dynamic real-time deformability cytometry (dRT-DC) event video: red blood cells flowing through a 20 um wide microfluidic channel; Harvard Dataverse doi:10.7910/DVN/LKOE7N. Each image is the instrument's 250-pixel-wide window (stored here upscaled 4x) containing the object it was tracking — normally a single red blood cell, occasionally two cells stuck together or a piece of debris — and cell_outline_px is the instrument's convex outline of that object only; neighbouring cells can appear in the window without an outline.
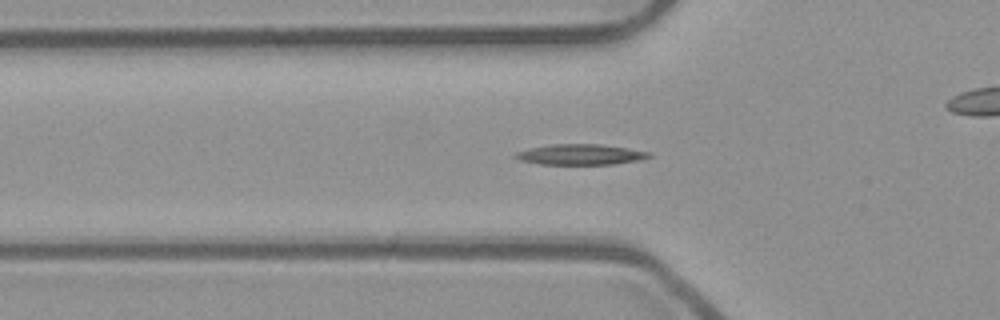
{"species": "common noctule bat (a hibernating species)", "species_latin": "Nyctalus noctula", "temperature_condition": "room temperature", "stored_images_in_passage": 50, "camera_frame_rate_fps": 3000, "um_per_image_px": 0.085, "animal": {"sex": "male", "body_mass_g": 23.1, "forearm_length_mm": 52.7}, "frame": {"image": 1, "passage_image": 18, "time_ms": 5.667, "image_size_px": [1000, 320], "cell_outline_px": [[652, 156], [640, 160], [612, 164], [540, 164], [520, 160], [512, 156], [516, 152], [528, 148], [548, 144], [600, 144], [628, 148], [652, 152]], "centroid_in_image_um": [49.33, 13.12], "position_along_channel_um": 76.5, "area_um2": 16.13}}
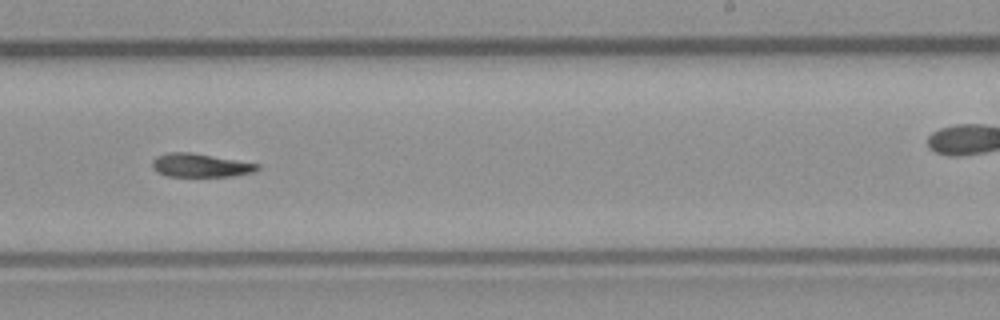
{"frame": {"image": 2, "passage_image": 33, "time_ms": 10.667, "image_size_px": [1000, 320], "cell_outline_px": [[260, 168], [256, 172], [232, 176], [168, 176], [156, 172], [152, 168], [152, 160], [156, 156], [168, 152], [188, 152], [260, 164]], "centroid_in_image_um": [17.02, 14.06], "position_along_channel_um": 272.0, "area_um2": 14.39}}
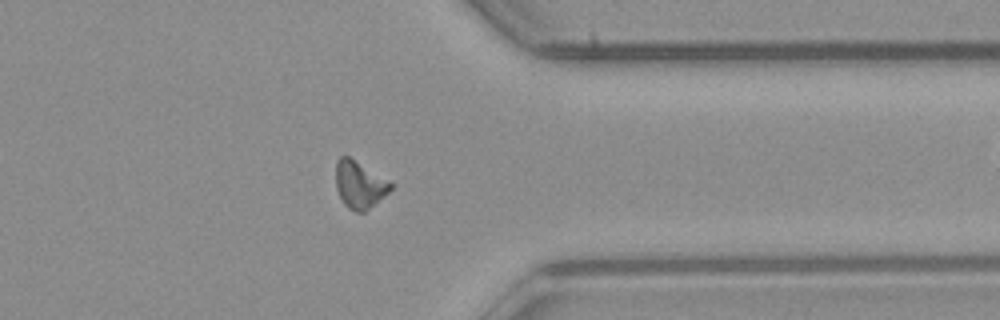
{"frame": {"image": 3, "passage_image": 42, "time_ms": 13.667, "image_size_px": [1000, 320], "cell_outline_px": [[392, 188], [388, 192], [364, 212], [356, 212], [348, 208], [344, 204], [336, 188], [336, 160], [340, 156], [348, 156], [392, 184]], "centroid_in_image_um": [30.5, 15.71], "position_along_channel_um": 380.9, "area_um2": 14.57}, "authors_computed_cell_mechanics": {"area_um2": 14.7101, "velocity_mm_per_s": 3.8944, "shape_relaxation_time_tau1_ms": 9.9885, "shape_relaxation_time_tau2_ms": 10.0086, "deformation_change_tau1": 0.2402, "deformation_change_tau2": 0.1872}}